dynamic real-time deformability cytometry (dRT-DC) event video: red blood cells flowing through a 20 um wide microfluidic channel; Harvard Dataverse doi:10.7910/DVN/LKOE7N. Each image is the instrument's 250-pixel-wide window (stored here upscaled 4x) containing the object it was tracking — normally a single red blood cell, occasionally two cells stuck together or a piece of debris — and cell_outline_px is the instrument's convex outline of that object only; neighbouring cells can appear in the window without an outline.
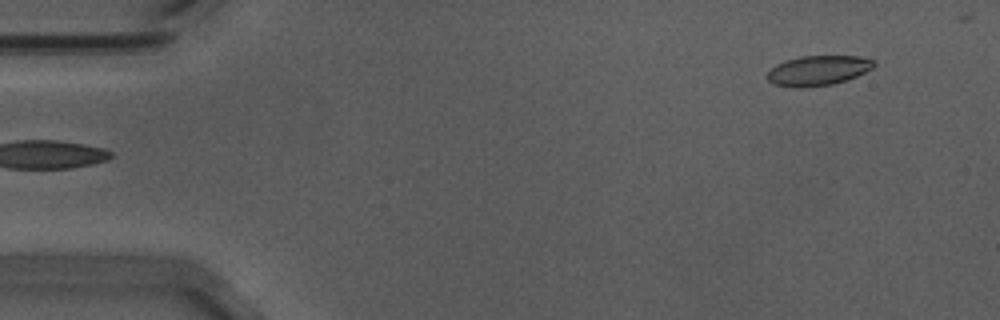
{"species": "Egyptian fruit bat (a non-hibernating species)", "species_latin": "Rousettus aegyptiacus", "temperature_condition": "warm", "stored_images_in_passage": 53, "camera_frame_rate_fps": 3000, "um_per_image_px": 0.085, "animal": {"sex": "male"}, "frame": {"image": 1, "passage_image": 1, "time_ms": 0.0, "image_size_px": [1000, 320], "cell_outline_px": [[876, 64], [872, 68], [848, 80], [832, 84], [804, 88], [792, 88], [772, 84], [768, 80], [768, 72], [776, 64], [784, 60], [800, 56], [860, 56], [876, 60]], "centroid_in_image_um": [69.53, 6.0], "position_along_channel_um": 15.5, "area_um2": 18.84}}
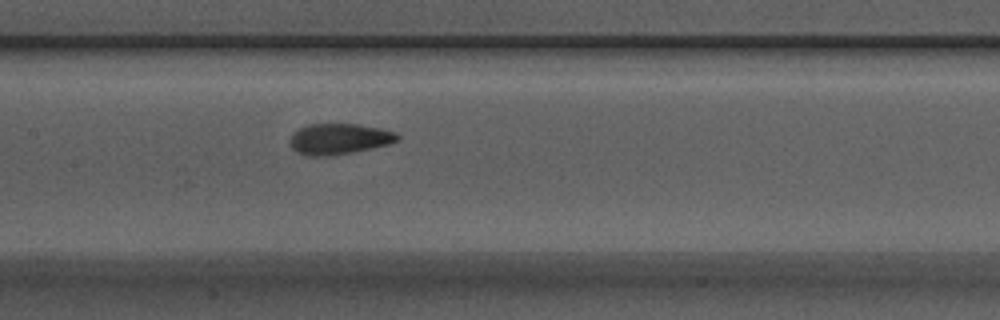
{"frame": {"image": 2, "passage_image": 23, "time_ms": 7.333, "image_size_px": [1000, 320], "cell_outline_px": [[400, 136], [396, 140], [388, 144], [372, 148], [352, 152], [328, 156], [304, 156], [296, 152], [292, 148], [288, 140], [292, 132], [308, 124], [360, 124], [380, 128], [396, 132]], "centroid_in_image_um": [28.77, 11.81], "position_along_channel_um": 178.6, "area_um2": 19.48}}
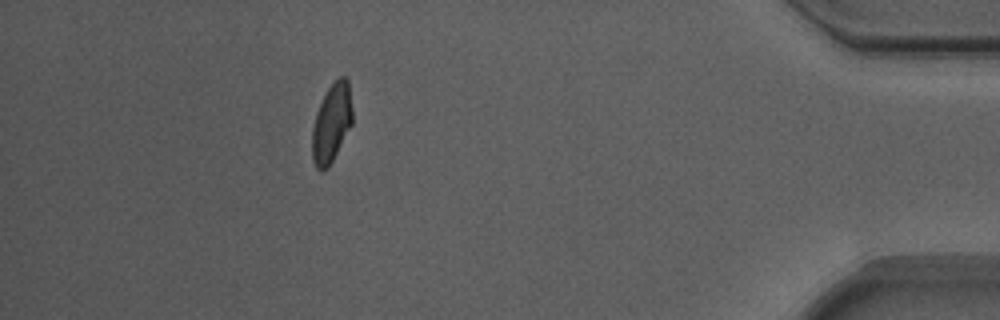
{"frame": {"image": 3, "passage_image": 46, "time_ms": 15.0, "image_size_px": [1000, 320], "cell_outline_px": [[352, 124], [328, 168], [324, 172], [320, 172], [316, 168], [312, 160], [312, 128], [316, 112], [328, 88], [340, 76], [344, 76], [348, 80], [352, 108]], "centroid_in_image_um": [28.17, 10.5], "position_along_channel_um": 407.0, "area_um2": 18.44}, "authors_computed_cell_mechanics": {"area_um2": 18.9584, "velocity_mm_per_s": 3.7067, "shape_relaxation_time_tau1_ms": 11.2353, "shape_relaxation_time_tau2_ms": 1.1668, "deformation_change_tau1": 0.2404, "deformation_change_tau2": 0.0678}}